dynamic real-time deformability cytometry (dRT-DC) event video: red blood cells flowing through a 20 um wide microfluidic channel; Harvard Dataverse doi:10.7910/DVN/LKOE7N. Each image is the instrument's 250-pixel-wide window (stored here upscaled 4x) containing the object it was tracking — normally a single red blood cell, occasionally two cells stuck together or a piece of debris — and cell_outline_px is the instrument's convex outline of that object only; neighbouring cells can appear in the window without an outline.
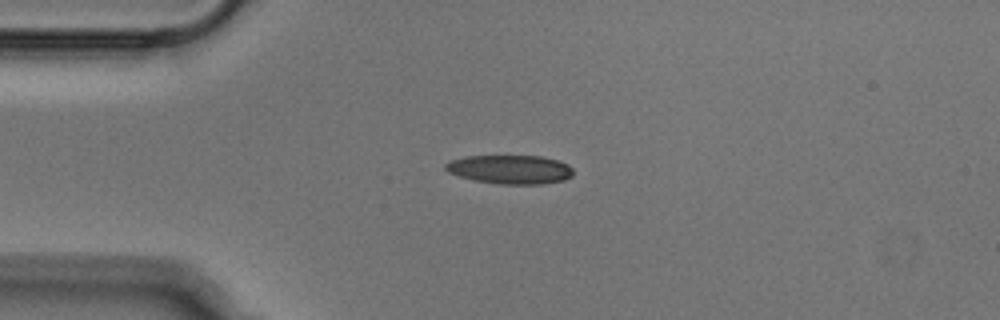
{"species": "Egyptian fruit bat (a non-hibernating species)", "species_latin": "Rousettus aegyptiacus", "temperature_condition": "cold", "stored_images_in_passage": 40, "camera_frame_rate_fps": 3000, "um_per_image_px": 0.085, "animal": {"sex": "male"}, "frame": {"image": 1, "passage_image": 1, "time_ms": 0.0, "image_size_px": [1000, 320], "cell_outline_px": [[572, 176], [564, 180], [544, 184], [500, 184], [476, 180], [460, 176], [448, 172], [444, 168], [444, 164], [452, 160], [464, 156], [540, 156], [556, 160], [568, 164], [572, 168]], "centroid_in_image_um": [43.37, 14.4], "position_along_channel_um": 41.6, "area_um2": 21.39}}
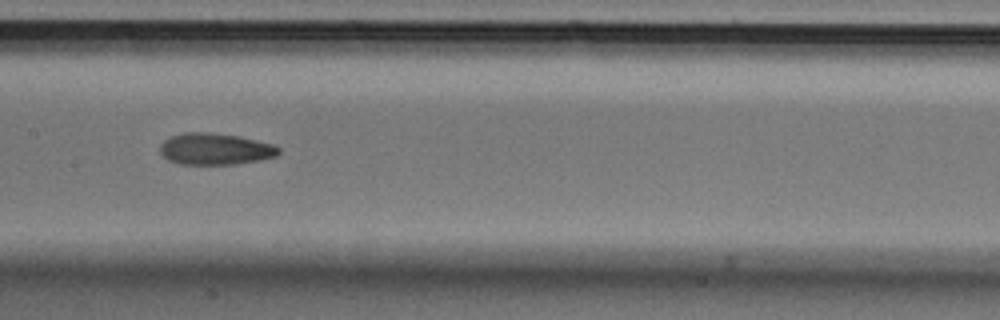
{"frame": {"image": 2, "passage_image": 14, "time_ms": 4.333, "image_size_px": [1000, 320], "cell_outline_px": [[280, 152], [276, 156], [260, 160], [236, 164], [180, 164], [168, 160], [160, 152], [160, 144], [164, 140], [172, 136], [184, 132], [208, 132], [240, 136], [272, 144], [280, 148]], "centroid_in_image_um": [18.29, 12.66], "position_along_channel_um": 189.1, "area_um2": 21.85}}
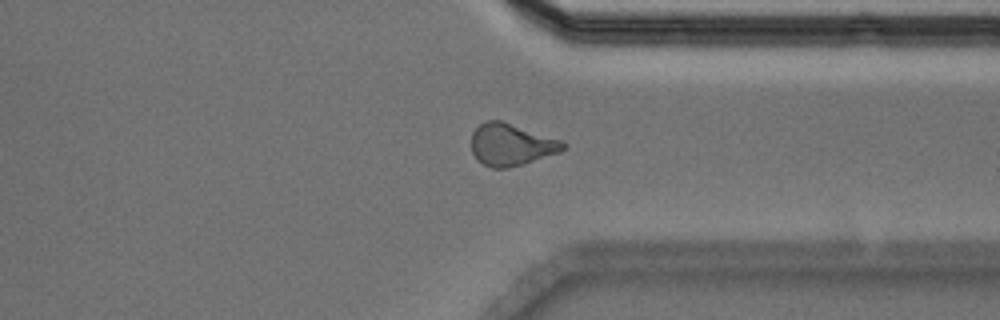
{"frame": {"image": 3, "passage_image": 28, "time_ms": 9.0, "image_size_px": [1000, 320], "cell_outline_px": [[568, 148], [560, 152], [524, 164], [508, 168], [492, 168], [476, 160], [472, 152], [472, 132], [484, 120], [500, 120], [564, 140], [568, 144]], "centroid_in_image_um": [43.49, 12.29], "position_along_channel_um": 367.9, "area_um2": 22.83}}